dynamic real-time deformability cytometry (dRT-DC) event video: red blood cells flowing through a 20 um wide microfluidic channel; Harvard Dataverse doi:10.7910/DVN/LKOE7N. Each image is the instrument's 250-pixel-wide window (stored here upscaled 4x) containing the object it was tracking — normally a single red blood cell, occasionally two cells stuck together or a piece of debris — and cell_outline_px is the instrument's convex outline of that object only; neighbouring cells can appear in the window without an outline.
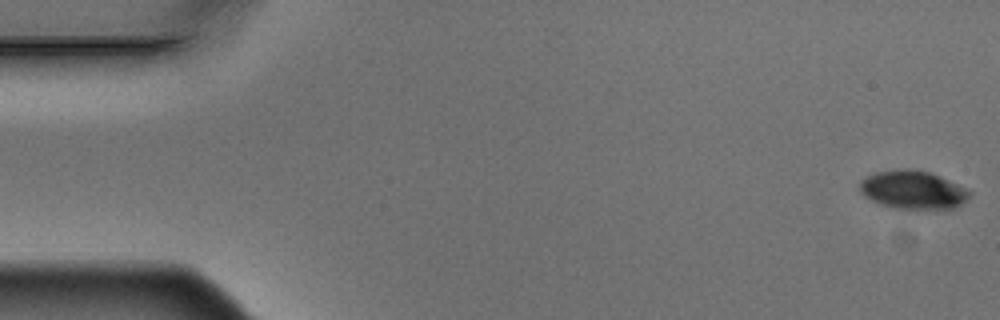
{"species": "Egyptian fruit bat (a non-hibernating species)", "species_latin": "Rousettus aegyptiacus", "temperature_condition": "warm", "stored_images_in_passage": 5, "camera_frame_rate_fps": 3000, "um_per_image_px": 0.085, "animal": {"sex": "male"}, "frame": {"image": 1, "passage_image": 1, "time_ms": 0.0, "image_size_px": [1000, 320], "cell_outline_px": [[972, 192], [960, 204], [952, 208], [896, 208], [880, 204], [864, 196], [860, 192], [860, 180], [872, 172], [900, 168], [908, 168], [932, 172]], "centroid_in_image_um": [77.52, 16.1], "position_along_channel_um": 7.5, "area_um2": 24.33}}
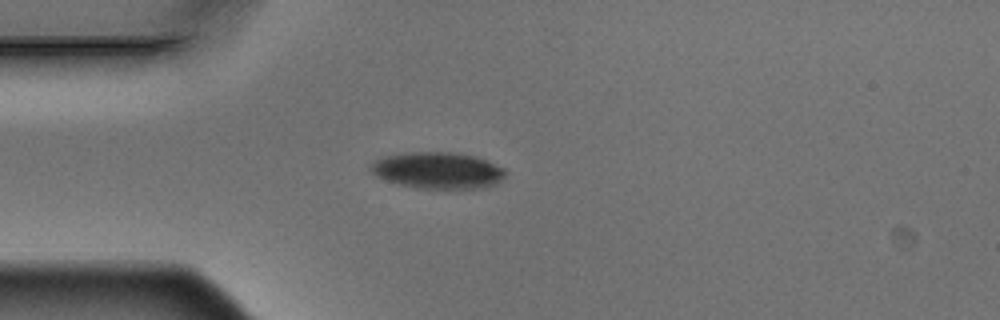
{"frame": {"image": 2, "passage_image": 5, "time_ms": 1.333, "image_size_px": [1000, 320], "cell_outline_px": [[508, 172], [496, 184], [484, 188], [416, 188], [400, 184], [376, 176], [372, 172], [372, 160], [384, 156], [404, 152], [452, 152], [476, 156], [488, 160], [504, 168]], "centroid_in_image_um": [37.24, 14.47], "position_along_channel_um": 47.8, "area_um2": 28.73}}